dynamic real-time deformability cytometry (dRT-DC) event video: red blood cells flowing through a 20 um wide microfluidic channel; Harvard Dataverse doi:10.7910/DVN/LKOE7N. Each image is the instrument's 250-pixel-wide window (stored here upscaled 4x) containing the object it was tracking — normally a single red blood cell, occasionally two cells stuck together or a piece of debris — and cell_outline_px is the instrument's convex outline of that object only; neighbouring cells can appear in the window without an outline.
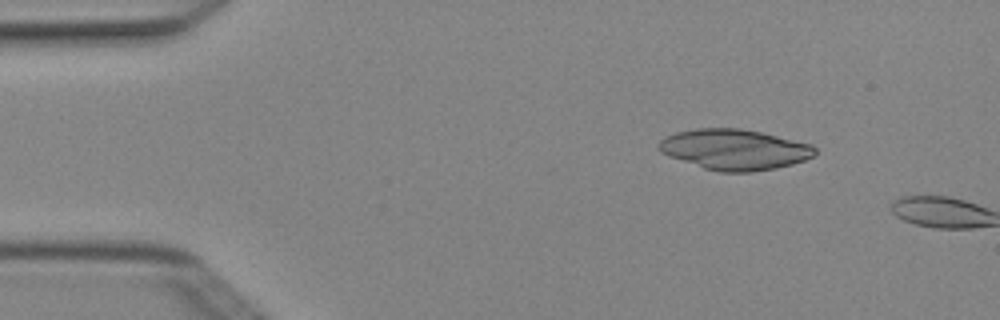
{"species": "Egyptian fruit bat (a non-hibernating species)", "species_latin": "Rousettus aegyptiacus", "temperature_condition": "cold", "stored_images_in_passage": 2, "camera_frame_rate_fps": 3000, "um_per_image_px": 0.085, "animal": {"sex": "female"}, "frame": {"image": 1, "passage_image": 1, "time_ms": 0.0, "image_size_px": [1000, 320], "cell_outline_px": [[816, 152], [812, 156], [804, 160], [792, 164], [776, 168], [752, 172], [720, 172], [704, 168], [668, 156], [660, 152], [656, 148], [656, 144], [664, 136], [676, 132], [696, 128], [740, 128], [760, 132], [812, 144], [816, 148]], "centroid_in_image_um": [62.38, 12.7], "position_along_channel_um": 22.6, "area_um2": 37.05}}